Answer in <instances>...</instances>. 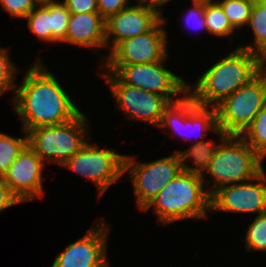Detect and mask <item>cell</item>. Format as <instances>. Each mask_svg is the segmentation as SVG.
I'll use <instances>...</instances> for the list:
<instances>
[{
    "label": "cell",
    "mask_w": 266,
    "mask_h": 267,
    "mask_svg": "<svg viewBox=\"0 0 266 267\" xmlns=\"http://www.w3.org/2000/svg\"><path fill=\"white\" fill-rule=\"evenodd\" d=\"M14 94L12 103L26 133L66 123L81 112L40 58L26 71L21 85L15 86Z\"/></svg>",
    "instance_id": "cell-1"
},
{
    "label": "cell",
    "mask_w": 266,
    "mask_h": 267,
    "mask_svg": "<svg viewBox=\"0 0 266 267\" xmlns=\"http://www.w3.org/2000/svg\"><path fill=\"white\" fill-rule=\"evenodd\" d=\"M262 71V58L240 47L213 64L187 93L200 106L215 107L239 87L248 84Z\"/></svg>",
    "instance_id": "cell-2"
},
{
    "label": "cell",
    "mask_w": 266,
    "mask_h": 267,
    "mask_svg": "<svg viewBox=\"0 0 266 267\" xmlns=\"http://www.w3.org/2000/svg\"><path fill=\"white\" fill-rule=\"evenodd\" d=\"M201 176L181 171L142 210L152 206L157 219L165 224L190 218H207L210 211V194ZM206 190V191H205Z\"/></svg>",
    "instance_id": "cell-3"
},
{
    "label": "cell",
    "mask_w": 266,
    "mask_h": 267,
    "mask_svg": "<svg viewBox=\"0 0 266 267\" xmlns=\"http://www.w3.org/2000/svg\"><path fill=\"white\" fill-rule=\"evenodd\" d=\"M215 134L221 143L206 171L214 181L207 190L210 195L219 187L253 180L264 170L263 159L240 135H226L220 130Z\"/></svg>",
    "instance_id": "cell-4"
},
{
    "label": "cell",
    "mask_w": 266,
    "mask_h": 267,
    "mask_svg": "<svg viewBox=\"0 0 266 267\" xmlns=\"http://www.w3.org/2000/svg\"><path fill=\"white\" fill-rule=\"evenodd\" d=\"M87 121L80 112L66 123L33 128L27 132L28 145L44 163L53 161L62 166L87 143Z\"/></svg>",
    "instance_id": "cell-5"
},
{
    "label": "cell",
    "mask_w": 266,
    "mask_h": 267,
    "mask_svg": "<svg viewBox=\"0 0 266 267\" xmlns=\"http://www.w3.org/2000/svg\"><path fill=\"white\" fill-rule=\"evenodd\" d=\"M266 102V74L262 70L248 84L225 97L215 108L218 130L241 135Z\"/></svg>",
    "instance_id": "cell-6"
},
{
    "label": "cell",
    "mask_w": 266,
    "mask_h": 267,
    "mask_svg": "<svg viewBox=\"0 0 266 267\" xmlns=\"http://www.w3.org/2000/svg\"><path fill=\"white\" fill-rule=\"evenodd\" d=\"M103 66L124 84L160 94L170 103L179 101L181 98L178 96L187 94V82L165 68L164 60L144 64Z\"/></svg>",
    "instance_id": "cell-7"
},
{
    "label": "cell",
    "mask_w": 266,
    "mask_h": 267,
    "mask_svg": "<svg viewBox=\"0 0 266 267\" xmlns=\"http://www.w3.org/2000/svg\"><path fill=\"white\" fill-rule=\"evenodd\" d=\"M134 156H124V172H129L137 206L143 210L150 201L181 171L180 156L176 151L155 161L138 162Z\"/></svg>",
    "instance_id": "cell-8"
},
{
    "label": "cell",
    "mask_w": 266,
    "mask_h": 267,
    "mask_svg": "<svg viewBox=\"0 0 266 267\" xmlns=\"http://www.w3.org/2000/svg\"><path fill=\"white\" fill-rule=\"evenodd\" d=\"M87 142L63 165L93 181L102 195L124 174V156L109 149Z\"/></svg>",
    "instance_id": "cell-9"
},
{
    "label": "cell",
    "mask_w": 266,
    "mask_h": 267,
    "mask_svg": "<svg viewBox=\"0 0 266 267\" xmlns=\"http://www.w3.org/2000/svg\"><path fill=\"white\" fill-rule=\"evenodd\" d=\"M102 70V78L110 86L118 108L128 119L144 121L158 127L164 109L170 102L160 94L124 84L114 73H109L104 68Z\"/></svg>",
    "instance_id": "cell-10"
},
{
    "label": "cell",
    "mask_w": 266,
    "mask_h": 267,
    "mask_svg": "<svg viewBox=\"0 0 266 267\" xmlns=\"http://www.w3.org/2000/svg\"><path fill=\"white\" fill-rule=\"evenodd\" d=\"M163 17L150 31L120 42L108 56L102 55L103 65H133L166 60L167 32Z\"/></svg>",
    "instance_id": "cell-11"
},
{
    "label": "cell",
    "mask_w": 266,
    "mask_h": 267,
    "mask_svg": "<svg viewBox=\"0 0 266 267\" xmlns=\"http://www.w3.org/2000/svg\"><path fill=\"white\" fill-rule=\"evenodd\" d=\"M210 108L211 110H209ZM210 108L209 106L198 105L187 93L183 95L179 101L170 103L164 109L158 127H162V129L164 128L163 130H167V132L169 129H171L172 132L170 133L173 134L174 132L175 134L181 133L182 137H184L186 141L190 140L188 137L191 136L186 133L187 131H189V133H193L195 130H197V133L199 132L198 136L202 138L205 136V134H208V131H218L216 108Z\"/></svg>",
    "instance_id": "cell-12"
},
{
    "label": "cell",
    "mask_w": 266,
    "mask_h": 267,
    "mask_svg": "<svg viewBox=\"0 0 266 267\" xmlns=\"http://www.w3.org/2000/svg\"><path fill=\"white\" fill-rule=\"evenodd\" d=\"M252 180L219 187L210 196V211L232 213L266 212L265 169ZM258 181V182H257Z\"/></svg>",
    "instance_id": "cell-13"
},
{
    "label": "cell",
    "mask_w": 266,
    "mask_h": 267,
    "mask_svg": "<svg viewBox=\"0 0 266 267\" xmlns=\"http://www.w3.org/2000/svg\"><path fill=\"white\" fill-rule=\"evenodd\" d=\"M162 18V10L137 1L105 20L106 47L111 52L123 40L150 31Z\"/></svg>",
    "instance_id": "cell-14"
},
{
    "label": "cell",
    "mask_w": 266,
    "mask_h": 267,
    "mask_svg": "<svg viewBox=\"0 0 266 267\" xmlns=\"http://www.w3.org/2000/svg\"><path fill=\"white\" fill-rule=\"evenodd\" d=\"M87 234L69 244L54 260L51 267H110L107 260L108 226L101 221ZM108 234V235H107Z\"/></svg>",
    "instance_id": "cell-15"
},
{
    "label": "cell",
    "mask_w": 266,
    "mask_h": 267,
    "mask_svg": "<svg viewBox=\"0 0 266 267\" xmlns=\"http://www.w3.org/2000/svg\"><path fill=\"white\" fill-rule=\"evenodd\" d=\"M45 163L27 144L2 179L23 203L43 197V167Z\"/></svg>",
    "instance_id": "cell-16"
},
{
    "label": "cell",
    "mask_w": 266,
    "mask_h": 267,
    "mask_svg": "<svg viewBox=\"0 0 266 267\" xmlns=\"http://www.w3.org/2000/svg\"><path fill=\"white\" fill-rule=\"evenodd\" d=\"M65 43L106 47L105 19L99 13L70 14Z\"/></svg>",
    "instance_id": "cell-17"
},
{
    "label": "cell",
    "mask_w": 266,
    "mask_h": 267,
    "mask_svg": "<svg viewBox=\"0 0 266 267\" xmlns=\"http://www.w3.org/2000/svg\"><path fill=\"white\" fill-rule=\"evenodd\" d=\"M217 146L213 140L207 142L202 139L197 140V142H194L191 147L184 151H177L180 156L182 171L201 176L204 179V173L206 174ZM188 158H192L191 160L195 164L194 168L185 163Z\"/></svg>",
    "instance_id": "cell-18"
},
{
    "label": "cell",
    "mask_w": 266,
    "mask_h": 267,
    "mask_svg": "<svg viewBox=\"0 0 266 267\" xmlns=\"http://www.w3.org/2000/svg\"><path fill=\"white\" fill-rule=\"evenodd\" d=\"M248 25L253 31L254 43L239 47L263 58L266 55V6L258 0H255L252 7Z\"/></svg>",
    "instance_id": "cell-19"
},
{
    "label": "cell",
    "mask_w": 266,
    "mask_h": 267,
    "mask_svg": "<svg viewBox=\"0 0 266 267\" xmlns=\"http://www.w3.org/2000/svg\"><path fill=\"white\" fill-rule=\"evenodd\" d=\"M24 19L28 21V28L38 39L45 43L52 42L50 0H41Z\"/></svg>",
    "instance_id": "cell-20"
},
{
    "label": "cell",
    "mask_w": 266,
    "mask_h": 267,
    "mask_svg": "<svg viewBox=\"0 0 266 267\" xmlns=\"http://www.w3.org/2000/svg\"><path fill=\"white\" fill-rule=\"evenodd\" d=\"M264 159L266 156V102L252 123L240 135Z\"/></svg>",
    "instance_id": "cell-21"
},
{
    "label": "cell",
    "mask_w": 266,
    "mask_h": 267,
    "mask_svg": "<svg viewBox=\"0 0 266 267\" xmlns=\"http://www.w3.org/2000/svg\"><path fill=\"white\" fill-rule=\"evenodd\" d=\"M204 17L207 32L215 36H230L235 29L230 24L227 16L217 1L205 3Z\"/></svg>",
    "instance_id": "cell-22"
},
{
    "label": "cell",
    "mask_w": 266,
    "mask_h": 267,
    "mask_svg": "<svg viewBox=\"0 0 266 267\" xmlns=\"http://www.w3.org/2000/svg\"><path fill=\"white\" fill-rule=\"evenodd\" d=\"M24 138H13L0 132V177L15 162V159L23 148L28 144V135L22 129Z\"/></svg>",
    "instance_id": "cell-23"
},
{
    "label": "cell",
    "mask_w": 266,
    "mask_h": 267,
    "mask_svg": "<svg viewBox=\"0 0 266 267\" xmlns=\"http://www.w3.org/2000/svg\"><path fill=\"white\" fill-rule=\"evenodd\" d=\"M232 27L237 30L247 25L255 0H218Z\"/></svg>",
    "instance_id": "cell-24"
},
{
    "label": "cell",
    "mask_w": 266,
    "mask_h": 267,
    "mask_svg": "<svg viewBox=\"0 0 266 267\" xmlns=\"http://www.w3.org/2000/svg\"><path fill=\"white\" fill-rule=\"evenodd\" d=\"M52 43H65L70 13L63 2L50 0Z\"/></svg>",
    "instance_id": "cell-25"
},
{
    "label": "cell",
    "mask_w": 266,
    "mask_h": 267,
    "mask_svg": "<svg viewBox=\"0 0 266 267\" xmlns=\"http://www.w3.org/2000/svg\"><path fill=\"white\" fill-rule=\"evenodd\" d=\"M244 241L247 250L266 252V212L258 214L250 223Z\"/></svg>",
    "instance_id": "cell-26"
},
{
    "label": "cell",
    "mask_w": 266,
    "mask_h": 267,
    "mask_svg": "<svg viewBox=\"0 0 266 267\" xmlns=\"http://www.w3.org/2000/svg\"><path fill=\"white\" fill-rule=\"evenodd\" d=\"M9 58V49L0 47V96L8 90L13 89L14 92L16 86L14 80L18 69Z\"/></svg>",
    "instance_id": "cell-27"
},
{
    "label": "cell",
    "mask_w": 266,
    "mask_h": 267,
    "mask_svg": "<svg viewBox=\"0 0 266 267\" xmlns=\"http://www.w3.org/2000/svg\"><path fill=\"white\" fill-rule=\"evenodd\" d=\"M40 2L41 0H0L4 11L8 12L12 19H24Z\"/></svg>",
    "instance_id": "cell-28"
},
{
    "label": "cell",
    "mask_w": 266,
    "mask_h": 267,
    "mask_svg": "<svg viewBox=\"0 0 266 267\" xmlns=\"http://www.w3.org/2000/svg\"><path fill=\"white\" fill-rule=\"evenodd\" d=\"M192 8L188 10L185 19L186 25H192L195 30L198 28L200 30L205 29L207 31L206 20L204 17L205 4L204 3H192Z\"/></svg>",
    "instance_id": "cell-29"
},
{
    "label": "cell",
    "mask_w": 266,
    "mask_h": 267,
    "mask_svg": "<svg viewBox=\"0 0 266 267\" xmlns=\"http://www.w3.org/2000/svg\"><path fill=\"white\" fill-rule=\"evenodd\" d=\"M70 14L99 13L97 0H63Z\"/></svg>",
    "instance_id": "cell-30"
},
{
    "label": "cell",
    "mask_w": 266,
    "mask_h": 267,
    "mask_svg": "<svg viewBox=\"0 0 266 267\" xmlns=\"http://www.w3.org/2000/svg\"><path fill=\"white\" fill-rule=\"evenodd\" d=\"M129 0H97L99 14L106 20L110 15L116 14L129 7Z\"/></svg>",
    "instance_id": "cell-31"
},
{
    "label": "cell",
    "mask_w": 266,
    "mask_h": 267,
    "mask_svg": "<svg viewBox=\"0 0 266 267\" xmlns=\"http://www.w3.org/2000/svg\"><path fill=\"white\" fill-rule=\"evenodd\" d=\"M18 203L22 202L0 177V212Z\"/></svg>",
    "instance_id": "cell-32"
},
{
    "label": "cell",
    "mask_w": 266,
    "mask_h": 267,
    "mask_svg": "<svg viewBox=\"0 0 266 267\" xmlns=\"http://www.w3.org/2000/svg\"><path fill=\"white\" fill-rule=\"evenodd\" d=\"M137 1L143 2L150 6H154L160 10V6L164 5L165 3L167 4V2L171 0H137Z\"/></svg>",
    "instance_id": "cell-33"
},
{
    "label": "cell",
    "mask_w": 266,
    "mask_h": 267,
    "mask_svg": "<svg viewBox=\"0 0 266 267\" xmlns=\"http://www.w3.org/2000/svg\"><path fill=\"white\" fill-rule=\"evenodd\" d=\"M262 70L266 74V55L262 58Z\"/></svg>",
    "instance_id": "cell-34"
},
{
    "label": "cell",
    "mask_w": 266,
    "mask_h": 267,
    "mask_svg": "<svg viewBox=\"0 0 266 267\" xmlns=\"http://www.w3.org/2000/svg\"><path fill=\"white\" fill-rule=\"evenodd\" d=\"M212 0H192V3L195 2V3H208V2H211Z\"/></svg>",
    "instance_id": "cell-35"
},
{
    "label": "cell",
    "mask_w": 266,
    "mask_h": 267,
    "mask_svg": "<svg viewBox=\"0 0 266 267\" xmlns=\"http://www.w3.org/2000/svg\"><path fill=\"white\" fill-rule=\"evenodd\" d=\"M259 2H261L263 5L266 6V0H258Z\"/></svg>",
    "instance_id": "cell-36"
}]
</instances>
